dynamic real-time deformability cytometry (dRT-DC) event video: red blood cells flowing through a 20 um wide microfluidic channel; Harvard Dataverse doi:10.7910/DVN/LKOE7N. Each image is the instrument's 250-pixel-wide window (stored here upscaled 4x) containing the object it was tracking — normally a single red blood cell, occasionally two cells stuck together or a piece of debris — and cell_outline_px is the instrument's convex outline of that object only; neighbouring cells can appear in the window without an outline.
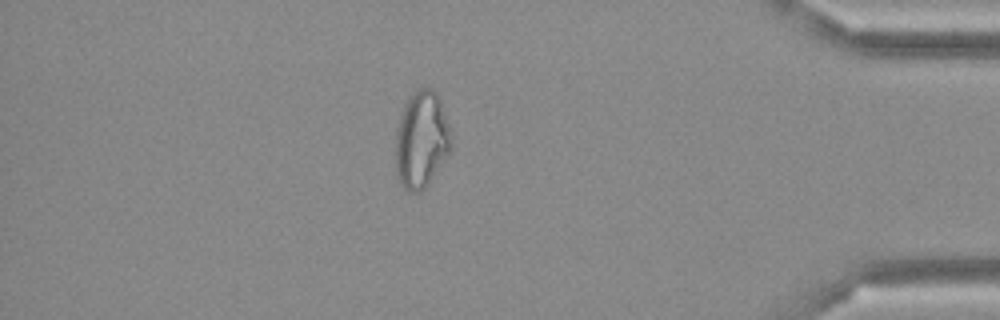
{"species": "Egyptian fruit bat (a non-hibernating species)", "species_latin": "Rousettus aegyptiacus", "temperature_condition": "cold", "stored_images_in_passage": 36, "camera_frame_rate_fps": 3000, "um_per_image_px": 0.085, "frame": {"image": 1, "passage_image": 31, "time_ms": 10.0, "image_size_px": [1000, 320], "cell_outline_px": [[452, 148], [428, 184], [420, 192], [408, 192], [400, 184], [396, 176], [396, 128], [404, 104], [408, 96], [412, 92], [420, 88], [432, 88], [436, 92], [440, 100], [452, 132]], "centroid_in_image_um": [35.82, 11.87], "position_along_channel_um": 399.4, "area_um2": 31.79}}